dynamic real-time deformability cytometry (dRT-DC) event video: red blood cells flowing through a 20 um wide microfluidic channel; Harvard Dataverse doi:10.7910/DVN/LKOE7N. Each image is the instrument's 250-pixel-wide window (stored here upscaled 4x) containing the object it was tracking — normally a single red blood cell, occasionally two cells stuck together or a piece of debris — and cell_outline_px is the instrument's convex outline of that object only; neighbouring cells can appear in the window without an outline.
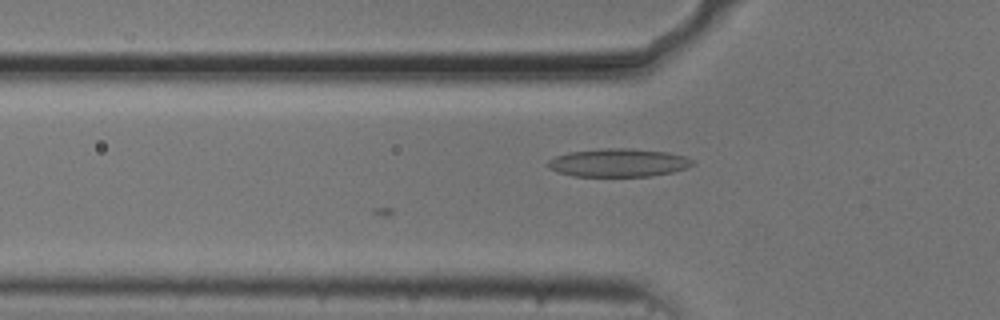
{"species": "common noctule bat (a hibernating species)", "species_latin": "Nyctalus noctula", "temperature_condition": "cold", "stored_images_in_passage": 3, "camera_frame_rate_fps": 3000, "um_per_image_px": 0.085, "animal": {"sex": "male", "body_mass_g": 20.5, "forearm_length_mm": 52.5}, "frame": {"image": 1, "passage_image": 3, "time_ms": 0.667, "image_size_px": [1000, 320], "cell_outline_px": [[696, 164], [688, 168], [672, 172], [652, 176], [572, 176], [548, 168], [548, 160], [556, 156], [568, 152], [604, 148], [632, 148], [668, 152], [684, 156], [696, 160]], "centroid_in_image_um": [52.62, 13.82], "position_along_channel_um": 73.2, "area_um2": 23.99}}